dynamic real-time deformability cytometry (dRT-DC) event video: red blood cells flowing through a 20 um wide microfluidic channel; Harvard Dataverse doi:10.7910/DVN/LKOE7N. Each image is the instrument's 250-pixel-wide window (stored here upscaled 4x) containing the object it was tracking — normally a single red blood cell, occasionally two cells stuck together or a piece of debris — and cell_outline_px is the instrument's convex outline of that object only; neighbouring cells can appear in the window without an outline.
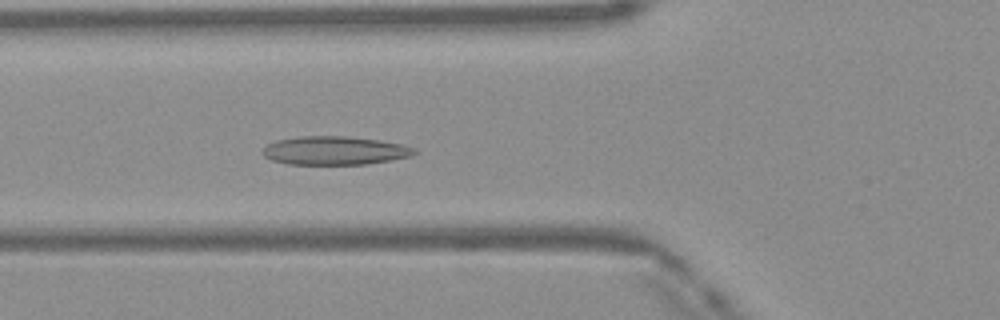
{"species": "Egyptian fruit bat (a non-hibernating species)", "species_latin": "Rousettus aegyptiacus", "temperature_condition": "warm", "stored_images_in_passage": 49, "camera_frame_rate_fps": 3000, "um_per_image_px": 0.085, "frame": {"image": 1, "passage_image": 18, "time_ms": 5.667, "image_size_px": [1000, 320], "cell_outline_px": [[420, 152], [412, 156], [364, 164], [288, 164], [272, 160], [264, 156], [260, 152], [268, 144], [276, 140], [300, 136], [348, 136], [380, 140], [400, 144], [416, 148]], "centroid_in_image_um": [28.46, 12.79], "position_along_channel_um": 97.3, "area_um2": 25.26}}
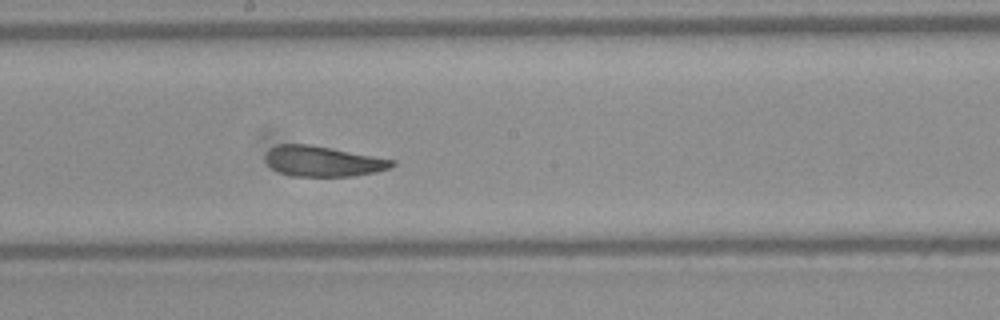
{"frame": {"image": 2, "passage_image": 27, "time_ms": 8.667, "image_size_px": [1000, 320], "cell_outline_px": [[396, 164], [388, 168], [376, 172], [352, 176], [292, 176], [280, 172], [272, 168], [264, 160], [264, 156], [272, 148], [280, 144], [308, 144], [396, 160]], "centroid_in_image_um": [27.45, 13.71], "position_along_channel_um": 220.8, "area_um2": 22.2}}
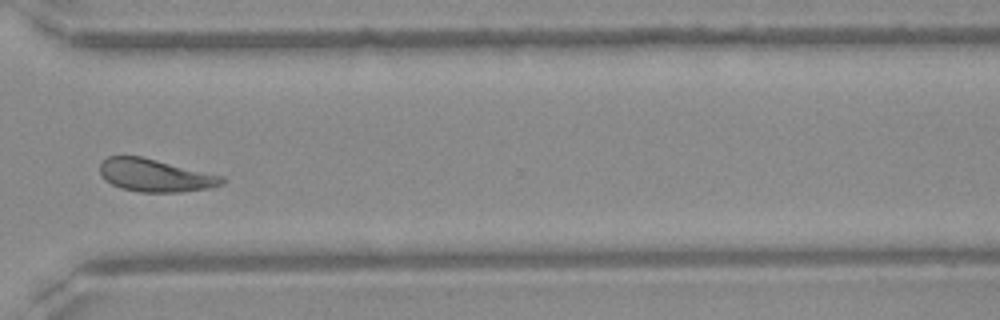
{"frame": {"image": 3, "passage_image": 37, "time_ms": 12.0, "image_size_px": [1000, 320], "cell_outline_px": [[228, 180], [224, 184], [212, 188], [180, 192], [140, 192], [120, 188], [104, 180], [100, 172], [100, 164], [108, 156], [140, 156], [224, 176]], "centroid_in_image_um": [13.23, 14.92], "position_along_channel_um": 357.4, "area_um2": 23.41}, "authors_computed_cell_mechanics": {"area_um2": 23.987, "velocity_mm_per_s": 4.0927, "shape_relaxation_time_tau1_ms": null, "shape_relaxation_time_tau2_ms": 2.0236, "deformation_change_tau1": null, "deformation_change_tau2": 0.0889}}